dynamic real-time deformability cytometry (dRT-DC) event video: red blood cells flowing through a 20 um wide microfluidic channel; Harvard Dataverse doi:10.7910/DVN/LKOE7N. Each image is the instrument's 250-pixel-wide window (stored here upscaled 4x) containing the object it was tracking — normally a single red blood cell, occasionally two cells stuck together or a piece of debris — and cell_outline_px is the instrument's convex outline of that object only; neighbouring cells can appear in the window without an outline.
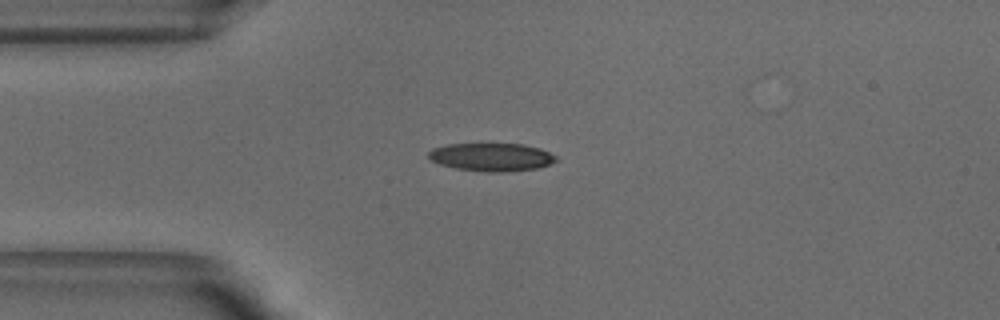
{"species": "common noctule bat (a hibernating species)", "species_latin": "Nyctalus noctula", "temperature_condition": "warm", "stored_images_in_passage": 40, "camera_frame_rate_fps": 3000, "um_per_image_px": 0.085, "animal": {"sex": "male", "body_mass_g": 18.8}, "frame": {"image": 1, "passage_image": 1, "time_ms": 0.0, "image_size_px": [1000, 320], "cell_outline_px": [[560, 160], [536, 168], [504, 172], [488, 172], [456, 168], [440, 164], [432, 160], [428, 156], [428, 152], [432, 148], [448, 144], [524, 144], [540, 148], [556, 156]], "centroid_in_image_um": [41.79, 13.34], "position_along_channel_um": 43.2, "area_um2": 20.75}}
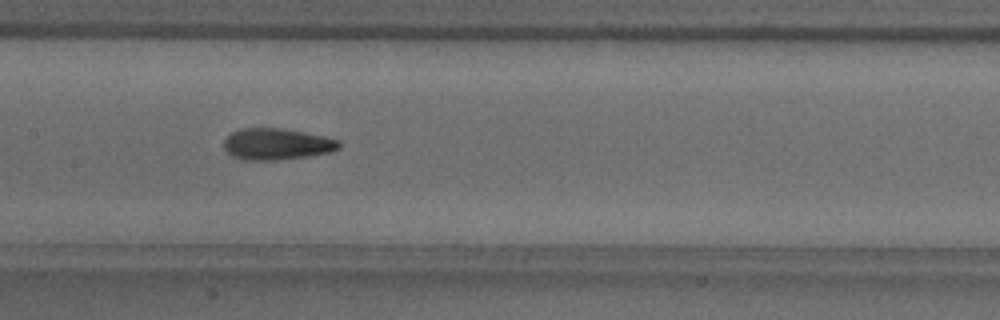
{"frame": {"image": 2, "passage_image": 13, "time_ms": 4.0, "image_size_px": [1000, 320], "cell_outline_px": [[340, 148], [332, 152], [308, 156], [276, 160], [244, 160], [232, 156], [224, 148], [224, 140], [232, 132], [240, 128], [280, 128], [324, 136], [340, 140]], "centroid_in_image_um": [23.53, 12.25], "position_along_channel_um": 183.9, "area_um2": 21.1}}
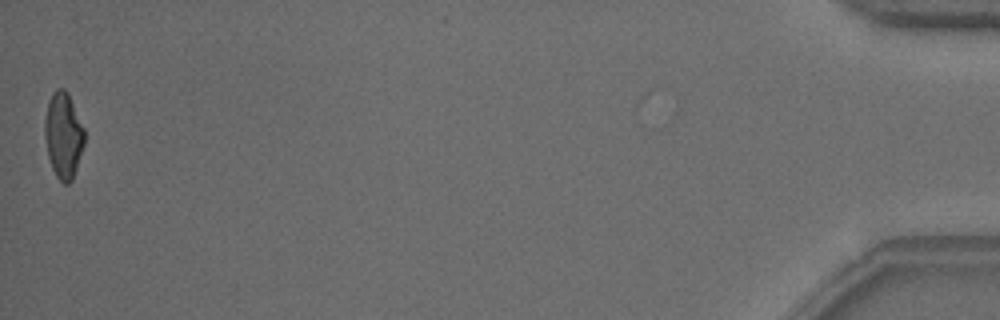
{"frame": {"image": 3, "passage_image": 40, "time_ms": 13.0, "image_size_px": [1000, 320], "cell_outline_px": [[84, 144], [72, 180], [68, 184], [64, 184], [56, 176], [52, 168], [48, 156], [44, 136], [44, 120], [48, 104], [52, 92], [56, 88], [64, 88], [68, 92], [84, 128]], "centroid_in_image_um": [5.37, 11.48], "position_along_channel_um": 429.8, "area_um2": 19.83}, "authors_computed_cell_mechanics": {"area_um2": 20.4612, "velocity_mm_per_s": 3.8597, "shape_relaxation_time_tau1_ms": 6.0757, "shape_relaxation_time_tau2_ms": 1.877, "deformation_change_tau1": 0.1688, "deformation_change_tau2": 0.1013}}